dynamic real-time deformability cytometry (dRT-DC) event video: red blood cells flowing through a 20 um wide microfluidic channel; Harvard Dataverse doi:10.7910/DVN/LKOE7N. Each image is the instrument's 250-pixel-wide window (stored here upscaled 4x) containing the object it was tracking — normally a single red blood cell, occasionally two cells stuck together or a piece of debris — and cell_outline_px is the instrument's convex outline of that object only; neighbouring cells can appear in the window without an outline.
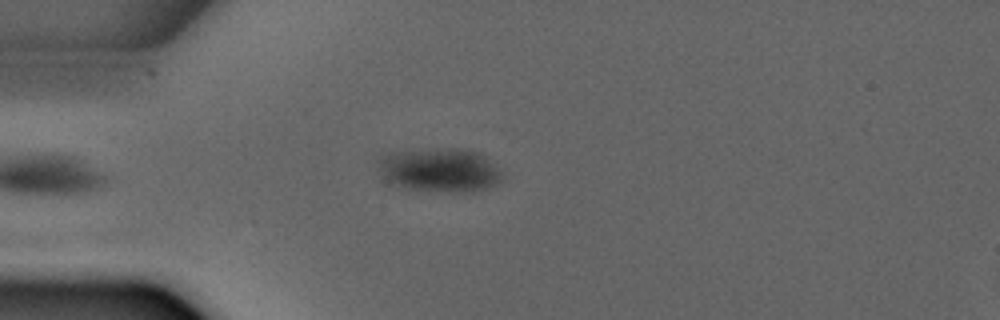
{"species": "common noctule bat (a hibernating species)", "species_latin": "Nyctalus noctula", "temperature_condition": "warm", "stored_images_in_passage": 4, "camera_frame_rate_fps": 3000, "um_per_image_px": 0.085, "animal": {"sex": "male", "forearm_length_mm": 52.5}, "frame": {"image": 1, "passage_image": 3, "time_ms": 3.333, "image_size_px": [1000, 320], "cell_outline_px": [[504, 180], [496, 184], [472, 192], [464, 192], [412, 188], [396, 184], [380, 168], [376, 160], [388, 152], [436, 148], [464, 148], [480, 152], [504, 176]], "centroid_in_image_um": [37.45, 14.4], "position_along_channel_um": 47.5, "area_um2": 30.92}}
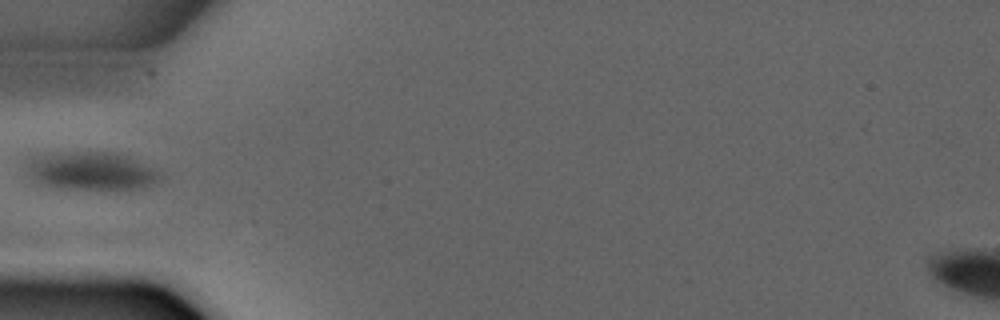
{"frame": {"image": 2, "passage_image": 4, "time_ms": 4.333, "image_size_px": [1000, 320], "cell_outline_px": [[160, 176], [156, 180], [144, 188], [52, 188], [32, 184], [24, 168], [24, 160], [28, 156], [36, 152], [120, 152], [152, 168]], "centroid_in_image_um": [7.47, 14.49], "position_along_channel_um": 77.5, "area_um2": 30.46}}